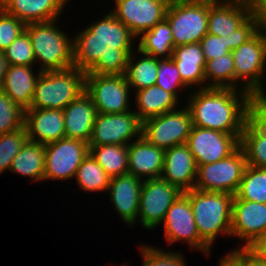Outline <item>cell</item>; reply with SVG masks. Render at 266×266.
Here are the masks:
<instances>
[{"mask_svg": "<svg viewBox=\"0 0 266 266\" xmlns=\"http://www.w3.org/2000/svg\"><path fill=\"white\" fill-rule=\"evenodd\" d=\"M136 39L108 12L74 36L73 66L85 74L125 75Z\"/></svg>", "mask_w": 266, "mask_h": 266, "instance_id": "obj_1", "label": "cell"}, {"mask_svg": "<svg viewBox=\"0 0 266 266\" xmlns=\"http://www.w3.org/2000/svg\"><path fill=\"white\" fill-rule=\"evenodd\" d=\"M187 107L193 126L242 135L252 109L259 101L248 91L232 88L195 89Z\"/></svg>", "mask_w": 266, "mask_h": 266, "instance_id": "obj_2", "label": "cell"}, {"mask_svg": "<svg viewBox=\"0 0 266 266\" xmlns=\"http://www.w3.org/2000/svg\"><path fill=\"white\" fill-rule=\"evenodd\" d=\"M183 193L190 199L199 237L210 249L218 235L231 237L234 195L198 189Z\"/></svg>", "mask_w": 266, "mask_h": 266, "instance_id": "obj_3", "label": "cell"}, {"mask_svg": "<svg viewBox=\"0 0 266 266\" xmlns=\"http://www.w3.org/2000/svg\"><path fill=\"white\" fill-rule=\"evenodd\" d=\"M57 19L25 26L40 71L64 70L73 67V39L57 28ZM40 60V61H39Z\"/></svg>", "mask_w": 266, "mask_h": 266, "instance_id": "obj_4", "label": "cell"}, {"mask_svg": "<svg viewBox=\"0 0 266 266\" xmlns=\"http://www.w3.org/2000/svg\"><path fill=\"white\" fill-rule=\"evenodd\" d=\"M85 91V72L76 67L41 72L29 109H64Z\"/></svg>", "mask_w": 266, "mask_h": 266, "instance_id": "obj_5", "label": "cell"}, {"mask_svg": "<svg viewBox=\"0 0 266 266\" xmlns=\"http://www.w3.org/2000/svg\"><path fill=\"white\" fill-rule=\"evenodd\" d=\"M231 54L235 66V90H239L238 82L240 85L242 82L243 87L240 88L262 102L266 98L262 81L266 69V35L258 30L245 43L231 51Z\"/></svg>", "mask_w": 266, "mask_h": 266, "instance_id": "obj_6", "label": "cell"}, {"mask_svg": "<svg viewBox=\"0 0 266 266\" xmlns=\"http://www.w3.org/2000/svg\"><path fill=\"white\" fill-rule=\"evenodd\" d=\"M246 166V156L241 147L225 159L198 165L194 189L235 195Z\"/></svg>", "mask_w": 266, "mask_h": 266, "instance_id": "obj_7", "label": "cell"}, {"mask_svg": "<svg viewBox=\"0 0 266 266\" xmlns=\"http://www.w3.org/2000/svg\"><path fill=\"white\" fill-rule=\"evenodd\" d=\"M192 116L187 106L142 122L141 135L163 150L185 144L192 129Z\"/></svg>", "mask_w": 266, "mask_h": 266, "instance_id": "obj_8", "label": "cell"}, {"mask_svg": "<svg viewBox=\"0 0 266 266\" xmlns=\"http://www.w3.org/2000/svg\"><path fill=\"white\" fill-rule=\"evenodd\" d=\"M209 4L171 2L165 19L168 21L174 47L198 43L208 33Z\"/></svg>", "mask_w": 266, "mask_h": 266, "instance_id": "obj_9", "label": "cell"}, {"mask_svg": "<svg viewBox=\"0 0 266 266\" xmlns=\"http://www.w3.org/2000/svg\"><path fill=\"white\" fill-rule=\"evenodd\" d=\"M130 90L125 75L85 74V92L92 98L97 113L130 111Z\"/></svg>", "mask_w": 266, "mask_h": 266, "instance_id": "obj_10", "label": "cell"}, {"mask_svg": "<svg viewBox=\"0 0 266 266\" xmlns=\"http://www.w3.org/2000/svg\"><path fill=\"white\" fill-rule=\"evenodd\" d=\"M89 152V144L78 139L64 137L45 144L43 181L75 178L78 167Z\"/></svg>", "mask_w": 266, "mask_h": 266, "instance_id": "obj_11", "label": "cell"}, {"mask_svg": "<svg viewBox=\"0 0 266 266\" xmlns=\"http://www.w3.org/2000/svg\"><path fill=\"white\" fill-rule=\"evenodd\" d=\"M183 192L160 178L146 179L143 186L139 201V212L137 216L142 227L147 230H153L162 225L166 213L172 203Z\"/></svg>", "mask_w": 266, "mask_h": 266, "instance_id": "obj_12", "label": "cell"}, {"mask_svg": "<svg viewBox=\"0 0 266 266\" xmlns=\"http://www.w3.org/2000/svg\"><path fill=\"white\" fill-rule=\"evenodd\" d=\"M142 122L132 109L118 114L97 113L89 146L129 145L141 136Z\"/></svg>", "mask_w": 266, "mask_h": 266, "instance_id": "obj_13", "label": "cell"}, {"mask_svg": "<svg viewBox=\"0 0 266 266\" xmlns=\"http://www.w3.org/2000/svg\"><path fill=\"white\" fill-rule=\"evenodd\" d=\"M162 224L168 245L183 241L209 257L211 249L199 237L190 199L184 193L172 203Z\"/></svg>", "mask_w": 266, "mask_h": 266, "instance_id": "obj_14", "label": "cell"}, {"mask_svg": "<svg viewBox=\"0 0 266 266\" xmlns=\"http://www.w3.org/2000/svg\"><path fill=\"white\" fill-rule=\"evenodd\" d=\"M170 0H115L111 13L139 38L165 19Z\"/></svg>", "mask_w": 266, "mask_h": 266, "instance_id": "obj_15", "label": "cell"}, {"mask_svg": "<svg viewBox=\"0 0 266 266\" xmlns=\"http://www.w3.org/2000/svg\"><path fill=\"white\" fill-rule=\"evenodd\" d=\"M240 138L241 135L192 126L186 144L198 166L227 158L240 147Z\"/></svg>", "mask_w": 266, "mask_h": 266, "instance_id": "obj_16", "label": "cell"}, {"mask_svg": "<svg viewBox=\"0 0 266 266\" xmlns=\"http://www.w3.org/2000/svg\"><path fill=\"white\" fill-rule=\"evenodd\" d=\"M266 229V204L234 199L231 217V236L244 241L237 249H246Z\"/></svg>", "mask_w": 266, "mask_h": 266, "instance_id": "obj_17", "label": "cell"}, {"mask_svg": "<svg viewBox=\"0 0 266 266\" xmlns=\"http://www.w3.org/2000/svg\"><path fill=\"white\" fill-rule=\"evenodd\" d=\"M252 14V0H223L209 4L208 33L228 37Z\"/></svg>", "mask_w": 266, "mask_h": 266, "instance_id": "obj_18", "label": "cell"}, {"mask_svg": "<svg viewBox=\"0 0 266 266\" xmlns=\"http://www.w3.org/2000/svg\"><path fill=\"white\" fill-rule=\"evenodd\" d=\"M247 165L266 168V106L259 102L251 111L240 138Z\"/></svg>", "mask_w": 266, "mask_h": 266, "instance_id": "obj_19", "label": "cell"}, {"mask_svg": "<svg viewBox=\"0 0 266 266\" xmlns=\"http://www.w3.org/2000/svg\"><path fill=\"white\" fill-rule=\"evenodd\" d=\"M143 181L129 173L110 179L108 187L110 200L121 220L129 227H133L137 221Z\"/></svg>", "mask_w": 266, "mask_h": 266, "instance_id": "obj_20", "label": "cell"}, {"mask_svg": "<svg viewBox=\"0 0 266 266\" xmlns=\"http://www.w3.org/2000/svg\"><path fill=\"white\" fill-rule=\"evenodd\" d=\"M196 174L197 165L186 143L165 150L162 179L186 192L194 189Z\"/></svg>", "mask_w": 266, "mask_h": 266, "instance_id": "obj_21", "label": "cell"}, {"mask_svg": "<svg viewBox=\"0 0 266 266\" xmlns=\"http://www.w3.org/2000/svg\"><path fill=\"white\" fill-rule=\"evenodd\" d=\"M24 125L32 142L47 144L65 137L62 109H27Z\"/></svg>", "mask_w": 266, "mask_h": 266, "instance_id": "obj_22", "label": "cell"}, {"mask_svg": "<svg viewBox=\"0 0 266 266\" xmlns=\"http://www.w3.org/2000/svg\"><path fill=\"white\" fill-rule=\"evenodd\" d=\"M164 154L165 150L152 145L141 135L128 145V173L142 180L160 178Z\"/></svg>", "mask_w": 266, "mask_h": 266, "instance_id": "obj_23", "label": "cell"}, {"mask_svg": "<svg viewBox=\"0 0 266 266\" xmlns=\"http://www.w3.org/2000/svg\"><path fill=\"white\" fill-rule=\"evenodd\" d=\"M70 0H0V7L25 25L59 19Z\"/></svg>", "mask_w": 266, "mask_h": 266, "instance_id": "obj_24", "label": "cell"}, {"mask_svg": "<svg viewBox=\"0 0 266 266\" xmlns=\"http://www.w3.org/2000/svg\"><path fill=\"white\" fill-rule=\"evenodd\" d=\"M65 137L89 142L97 115L92 98L84 91L63 109Z\"/></svg>", "mask_w": 266, "mask_h": 266, "instance_id": "obj_25", "label": "cell"}, {"mask_svg": "<svg viewBox=\"0 0 266 266\" xmlns=\"http://www.w3.org/2000/svg\"><path fill=\"white\" fill-rule=\"evenodd\" d=\"M171 58L189 89L194 85H198L197 89L205 88L206 60L199 42L174 47Z\"/></svg>", "mask_w": 266, "mask_h": 266, "instance_id": "obj_26", "label": "cell"}, {"mask_svg": "<svg viewBox=\"0 0 266 266\" xmlns=\"http://www.w3.org/2000/svg\"><path fill=\"white\" fill-rule=\"evenodd\" d=\"M33 66L9 65L1 90L23 110L30 108L37 79L41 73L33 72Z\"/></svg>", "mask_w": 266, "mask_h": 266, "instance_id": "obj_27", "label": "cell"}, {"mask_svg": "<svg viewBox=\"0 0 266 266\" xmlns=\"http://www.w3.org/2000/svg\"><path fill=\"white\" fill-rule=\"evenodd\" d=\"M135 99L137 111L134 112L141 122L175 110L180 104L173 94L156 84L135 91Z\"/></svg>", "mask_w": 266, "mask_h": 266, "instance_id": "obj_28", "label": "cell"}, {"mask_svg": "<svg viewBox=\"0 0 266 266\" xmlns=\"http://www.w3.org/2000/svg\"><path fill=\"white\" fill-rule=\"evenodd\" d=\"M9 171L43 181L45 171V144L27 140L14 157Z\"/></svg>", "mask_w": 266, "mask_h": 266, "instance_id": "obj_29", "label": "cell"}, {"mask_svg": "<svg viewBox=\"0 0 266 266\" xmlns=\"http://www.w3.org/2000/svg\"><path fill=\"white\" fill-rule=\"evenodd\" d=\"M138 39L137 49L155 58H171L174 40L172 29L166 19L145 31Z\"/></svg>", "mask_w": 266, "mask_h": 266, "instance_id": "obj_30", "label": "cell"}, {"mask_svg": "<svg viewBox=\"0 0 266 266\" xmlns=\"http://www.w3.org/2000/svg\"><path fill=\"white\" fill-rule=\"evenodd\" d=\"M140 58L134 60V52L129 56L127 69L125 72L128 84L132 89L138 91L140 89L152 86L156 84L158 58L141 53L136 50ZM137 61V62H135Z\"/></svg>", "mask_w": 266, "mask_h": 266, "instance_id": "obj_31", "label": "cell"}, {"mask_svg": "<svg viewBox=\"0 0 266 266\" xmlns=\"http://www.w3.org/2000/svg\"><path fill=\"white\" fill-rule=\"evenodd\" d=\"M91 155L112 178L128 173V145L89 146Z\"/></svg>", "mask_w": 266, "mask_h": 266, "instance_id": "obj_32", "label": "cell"}, {"mask_svg": "<svg viewBox=\"0 0 266 266\" xmlns=\"http://www.w3.org/2000/svg\"><path fill=\"white\" fill-rule=\"evenodd\" d=\"M75 178L80 189L90 193L107 192L111 179L90 152L78 167Z\"/></svg>", "mask_w": 266, "mask_h": 266, "instance_id": "obj_33", "label": "cell"}, {"mask_svg": "<svg viewBox=\"0 0 266 266\" xmlns=\"http://www.w3.org/2000/svg\"><path fill=\"white\" fill-rule=\"evenodd\" d=\"M205 88L235 89V66L231 53L206 62Z\"/></svg>", "mask_w": 266, "mask_h": 266, "instance_id": "obj_34", "label": "cell"}, {"mask_svg": "<svg viewBox=\"0 0 266 266\" xmlns=\"http://www.w3.org/2000/svg\"><path fill=\"white\" fill-rule=\"evenodd\" d=\"M234 199L266 204V168L247 165Z\"/></svg>", "mask_w": 266, "mask_h": 266, "instance_id": "obj_35", "label": "cell"}, {"mask_svg": "<svg viewBox=\"0 0 266 266\" xmlns=\"http://www.w3.org/2000/svg\"><path fill=\"white\" fill-rule=\"evenodd\" d=\"M27 140L25 125L15 131L0 135V174L10 170L14 157Z\"/></svg>", "mask_w": 266, "mask_h": 266, "instance_id": "obj_36", "label": "cell"}, {"mask_svg": "<svg viewBox=\"0 0 266 266\" xmlns=\"http://www.w3.org/2000/svg\"><path fill=\"white\" fill-rule=\"evenodd\" d=\"M156 85L173 94L178 100V90L189 88L182 81L177 66L172 58H158Z\"/></svg>", "mask_w": 266, "mask_h": 266, "instance_id": "obj_37", "label": "cell"}, {"mask_svg": "<svg viewBox=\"0 0 266 266\" xmlns=\"http://www.w3.org/2000/svg\"><path fill=\"white\" fill-rule=\"evenodd\" d=\"M25 110L0 90V135L24 126Z\"/></svg>", "mask_w": 266, "mask_h": 266, "instance_id": "obj_38", "label": "cell"}, {"mask_svg": "<svg viewBox=\"0 0 266 266\" xmlns=\"http://www.w3.org/2000/svg\"><path fill=\"white\" fill-rule=\"evenodd\" d=\"M9 65L34 66V56L30 37L23 31L4 51Z\"/></svg>", "mask_w": 266, "mask_h": 266, "instance_id": "obj_39", "label": "cell"}, {"mask_svg": "<svg viewBox=\"0 0 266 266\" xmlns=\"http://www.w3.org/2000/svg\"><path fill=\"white\" fill-rule=\"evenodd\" d=\"M143 258V266H187L183 254L180 252L164 251L155 246H139Z\"/></svg>", "mask_w": 266, "mask_h": 266, "instance_id": "obj_40", "label": "cell"}, {"mask_svg": "<svg viewBox=\"0 0 266 266\" xmlns=\"http://www.w3.org/2000/svg\"><path fill=\"white\" fill-rule=\"evenodd\" d=\"M25 24L0 7V50L4 51L25 31Z\"/></svg>", "mask_w": 266, "mask_h": 266, "instance_id": "obj_41", "label": "cell"}, {"mask_svg": "<svg viewBox=\"0 0 266 266\" xmlns=\"http://www.w3.org/2000/svg\"><path fill=\"white\" fill-rule=\"evenodd\" d=\"M199 43L203 50L206 62L231 53L227 36H216L207 33Z\"/></svg>", "mask_w": 266, "mask_h": 266, "instance_id": "obj_42", "label": "cell"}, {"mask_svg": "<svg viewBox=\"0 0 266 266\" xmlns=\"http://www.w3.org/2000/svg\"><path fill=\"white\" fill-rule=\"evenodd\" d=\"M258 31L257 18L253 13L239 28L234 30L229 36L230 50L238 48Z\"/></svg>", "mask_w": 266, "mask_h": 266, "instance_id": "obj_43", "label": "cell"}, {"mask_svg": "<svg viewBox=\"0 0 266 266\" xmlns=\"http://www.w3.org/2000/svg\"><path fill=\"white\" fill-rule=\"evenodd\" d=\"M255 260L244 249H233L220 259L218 266H251Z\"/></svg>", "mask_w": 266, "mask_h": 266, "instance_id": "obj_44", "label": "cell"}, {"mask_svg": "<svg viewBox=\"0 0 266 266\" xmlns=\"http://www.w3.org/2000/svg\"><path fill=\"white\" fill-rule=\"evenodd\" d=\"M258 262H266V229L261 232L245 249Z\"/></svg>", "mask_w": 266, "mask_h": 266, "instance_id": "obj_45", "label": "cell"}, {"mask_svg": "<svg viewBox=\"0 0 266 266\" xmlns=\"http://www.w3.org/2000/svg\"><path fill=\"white\" fill-rule=\"evenodd\" d=\"M258 30L266 35V0H252Z\"/></svg>", "mask_w": 266, "mask_h": 266, "instance_id": "obj_46", "label": "cell"}, {"mask_svg": "<svg viewBox=\"0 0 266 266\" xmlns=\"http://www.w3.org/2000/svg\"><path fill=\"white\" fill-rule=\"evenodd\" d=\"M9 63L4 55V52L0 50V90L3 85L4 76L8 70Z\"/></svg>", "mask_w": 266, "mask_h": 266, "instance_id": "obj_47", "label": "cell"}, {"mask_svg": "<svg viewBox=\"0 0 266 266\" xmlns=\"http://www.w3.org/2000/svg\"><path fill=\"white\" fill-rule=\"evenodd\" d=\"M171 2H182V3H205L212 4L223 0H170Z\"/></svg>", "mask_w": 266, "mask_h": 266, "instance_id": "obj_48", "label": "cell"}, {"mask_svg": "<svg viewBox=\"0 0 266 266\" xmlns=\"http://www.w3.org/2000/svg\"><path fill=\"white\" fill-rule=\"evenodd\" d=\"M251 266H266V262L254 261Z\"/></svg>", "mask_w": 266, "mask_h": 266, "instance_id": "obj_49", "label": "cell"}, {"mask_svg": "<svg viewBox=\"0 0 266 266\" xmlns=\"http://www.w3.org/2000/svg\"><path fill=\"white\" fill-rule=\"evenodd\" d=\"M262 103L266 106V98L262 101Z\"/></svg>", "mask_w": 266, "mask_h": 266, "instance_id": "obj_50", "label": "cell"}]
</instances>
